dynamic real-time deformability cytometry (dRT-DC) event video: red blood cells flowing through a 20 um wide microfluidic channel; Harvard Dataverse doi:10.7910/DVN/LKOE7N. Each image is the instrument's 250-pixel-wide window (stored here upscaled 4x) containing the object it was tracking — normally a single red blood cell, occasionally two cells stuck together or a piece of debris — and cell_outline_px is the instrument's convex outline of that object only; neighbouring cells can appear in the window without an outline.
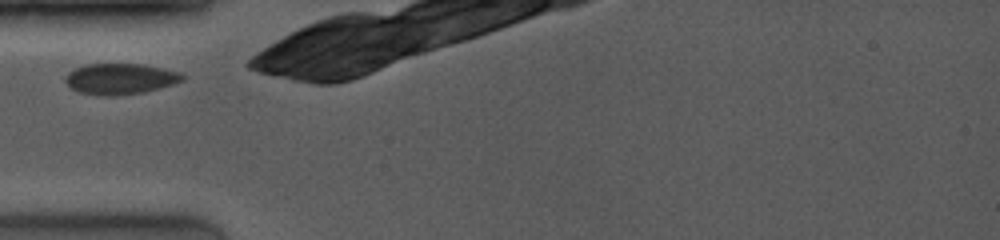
{"species": "common noctule bat (a hibernating species)", "species_latin": "Nyctalus noctula", "temperature_condition": "room temperature", "stored_images_in_passage": 22, "camera_frame_rate_fps": 4000, "um_per_image_px": 0.085, "animal": {"sex": "female", "body_mass_g": 19.0, "forearm_length_mm": 53.3}, "frame": {"image": 1, "passage_image": 1, "time_ms": 0.0, "image_size_px": [1000, 240], "cell_outline_px": [[184, 80], [172, 84], [144, 92], [112, 96], [100, 96], [80, 92], [72, 88], [64, 80], [64, 76], [68, 72], [84, 64], [140, 64], [180, 72], [184, 76]], "centroid_in_image_um": [10.18, 6.7], "position_along_channel_um": 74.8, "area_um2": 20.92}}
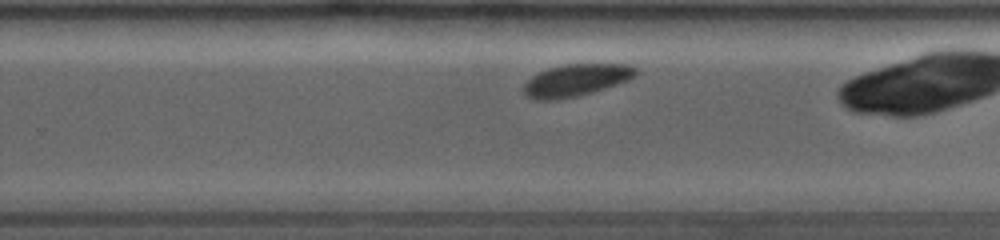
{"frame": {"image": 2, "passage_image": 13, "time_ms": 5.25, "image_size_px": [1000, 240], "cell_outline_px": [[640, 72], [636, 76], [628, 80], [592, 92], [576, 96], [556, 100], [532, 100], [524, 96], [524, 84], [532, 76], [548, 68], [564, 64], [628, 64], [636, 68]], "centroid_in_image_um": [48.95, 6.82], "position_along_channel_um": 280.8, "area_um2": 21.04}}
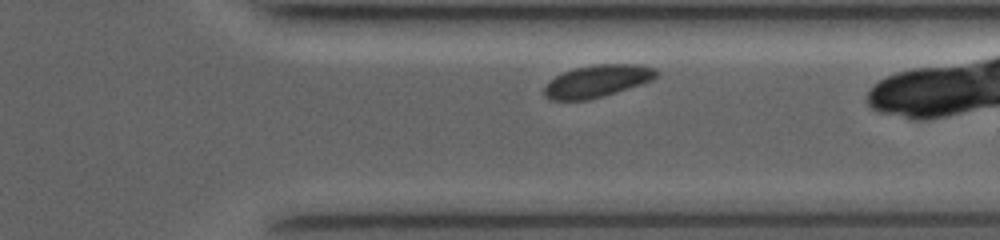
{"frame": {"image": 3, "passage_image": 19, "time_ms": 7.25, "image_size_px": [1000, 240], "cell_outline_px": [[660, 76], [652, 80], [604, 96], [588, 100], [548, 100], [544, 96], [544, 88], [556, 76], [564, 72], [576, 68], [596, 64], [636, 64], [656, 68], [660, 72]], "centroid_in_image_um": [50.81, 6.89], "position_along_channel_um": 360.6, "area_um2": 21.04}}